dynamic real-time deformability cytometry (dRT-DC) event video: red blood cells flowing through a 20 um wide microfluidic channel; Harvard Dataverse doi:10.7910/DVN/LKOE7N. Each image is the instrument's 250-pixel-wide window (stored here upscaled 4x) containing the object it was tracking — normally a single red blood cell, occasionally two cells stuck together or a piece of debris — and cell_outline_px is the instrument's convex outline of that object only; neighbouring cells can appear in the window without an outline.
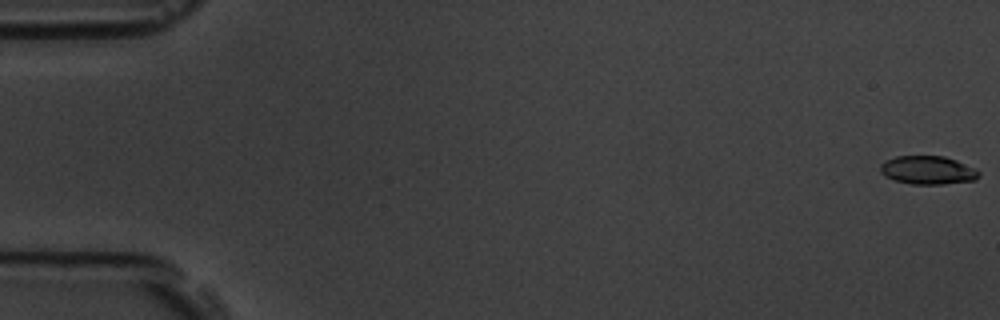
{"species": "common noctule bat (a hibernating species)", "species_latin": "Nyctalus noctula", "temperature_condition": "room temperature", "stored_images_in_passage": 12, "camera_frame_rate_fps": 3000, "um_per_image_px": 0.085, "animal": {"sex": "male", "body_mass_g": 19.5, "forearm_length_mm": 54.6}, "frame": {"image": 1, "passage_image": 1, "time_ms": 0.0, "image_size_px": [1000, 320], "cell_outline_px": [[980, 176], [976, 180], [944, 184], [912, 184], [896, 180], [884, 176], [880, 172], [880, 164], [896, 156], [944, 156], [956, 160], [976, 168], [980, 172]], "centroid_in_image_um": [78.9, 14.46], "position_along_channel_um": 6.1, "area_um2": 16.36}}